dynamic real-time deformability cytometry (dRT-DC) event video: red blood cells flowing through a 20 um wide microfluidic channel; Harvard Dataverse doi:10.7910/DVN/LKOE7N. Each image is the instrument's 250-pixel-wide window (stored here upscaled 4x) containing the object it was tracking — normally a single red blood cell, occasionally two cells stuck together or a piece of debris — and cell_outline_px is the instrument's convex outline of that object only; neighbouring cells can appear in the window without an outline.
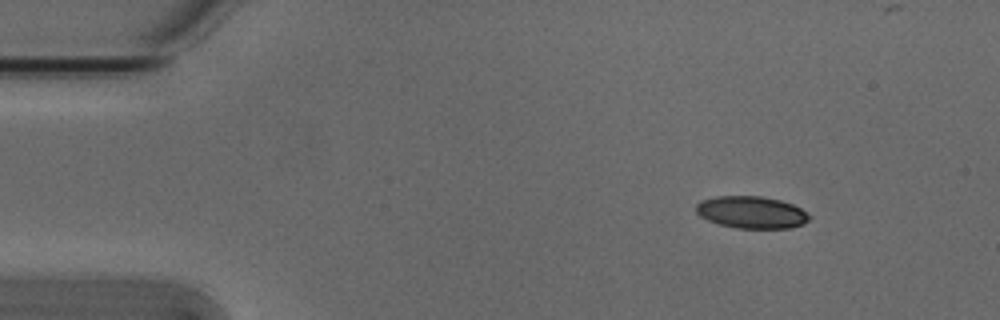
{"species": "Egyptian fruit bat (a non-hibernating species)", "species_latin": "Rousettus aegyptiacus", "temperature_condition": "cold", "stored_images_in_passage": 3, "camera_frame_rate_fps": 3000, "um_per_image_px": 0.085, "animal": {"sex": "male"}, "frame": {"image": 1, "passage_image": 1, "time_ms": 0.0, "image_size_px": [1000, 320], "cell_outline_px": [[808, 220], [804, 224], [788, 228], [736, 228], [720, 224], [708, 220], [700, 216], [696, 212], [696, 204], [700, 200], [716, 196], [764, 196], [780, 200], [792, 204], [808, 212]], "centroid_in_image_um": [63.86, 18.03], "position_along_channel_um": 21.1, "area_um2": 21.21}}